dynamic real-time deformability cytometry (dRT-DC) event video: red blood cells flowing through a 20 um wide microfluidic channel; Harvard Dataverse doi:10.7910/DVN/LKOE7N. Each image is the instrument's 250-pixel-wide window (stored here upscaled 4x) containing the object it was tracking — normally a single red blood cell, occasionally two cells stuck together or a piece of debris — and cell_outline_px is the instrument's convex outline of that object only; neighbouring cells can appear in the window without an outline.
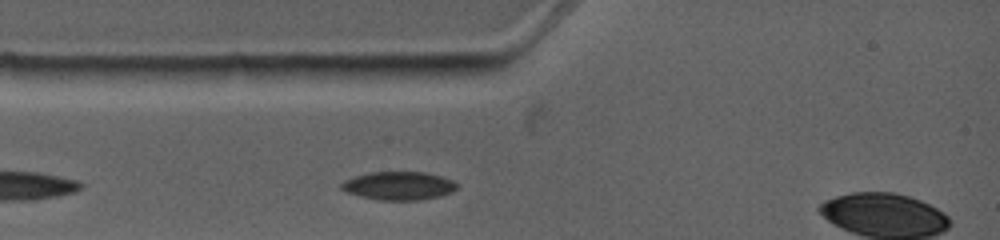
{"species": "common noctule bat (a hibernating species)", "species_latin": "Nyctalus noctula", "temperature_condition": "warm", "stored_images_in_passage": 2, "camera_frame_rate_fps": 4500, "um_per_image_px": 0.085, "animal": {"sex": "female", "body_mass_g": 19.0, "forearm_length_mm": 53.3}, "frame": {"image": 1, "passage_image": 1, "time_ms": 0.0, "image_size_px": [1000, 240], "cell_outline_px": [[456, 188], [452, 192], [440, 196], [420, 200], [376, 200], [344, 192], [340, 188], [340, 184], [344, 180], [368, 172], [428, 172], [452, 180], [456, 184]], "centroid_in_image_um": [33.85, 15.79], "position_along_channel_um": 51.1, "area_um2": 19.19}}